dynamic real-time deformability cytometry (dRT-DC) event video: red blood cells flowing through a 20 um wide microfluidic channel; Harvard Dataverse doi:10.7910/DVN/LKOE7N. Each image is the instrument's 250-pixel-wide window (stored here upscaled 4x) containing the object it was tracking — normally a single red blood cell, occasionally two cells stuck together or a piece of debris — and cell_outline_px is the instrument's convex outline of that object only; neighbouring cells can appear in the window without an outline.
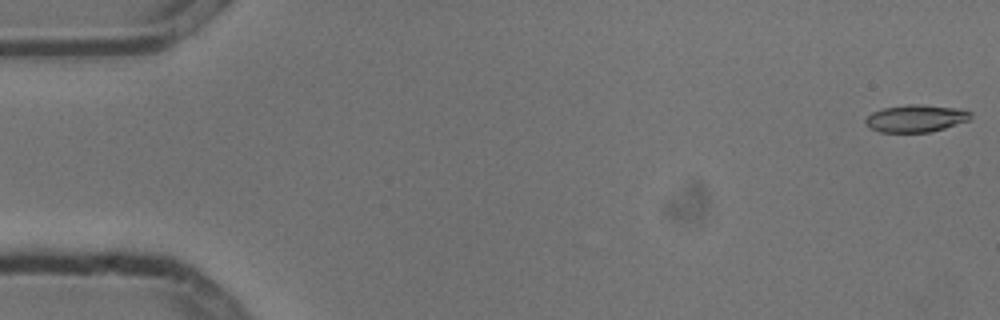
{"species": "common noctule bat (a hibernating species)", "species_latin": "Nyctalus noctula", "temperature_condition": "cold", "stored_images_in_passage": 6, "camera_frame_rate_fps": 3000, "um_per_image_px": 0.085, "animal": {"sex": "male", "body_mass_g": 13.3}, "frame": {"image": 1, "passage_image": 1, "time_ms": 0.0, "image_size_px": [1000, 320], "cell_outline_px": [[972, 116], [968, 120], [944, 128], [928, 132], [880, 132], [864, 124], [864, 120], [872, 112], [884, 108], [908, 104], [924, 104], [952, 108], [972, 112]], "centroid_in_image_um": [77.81, 10.06], "position_along_channel_um": 7.2, "area_um2": 16.53}}
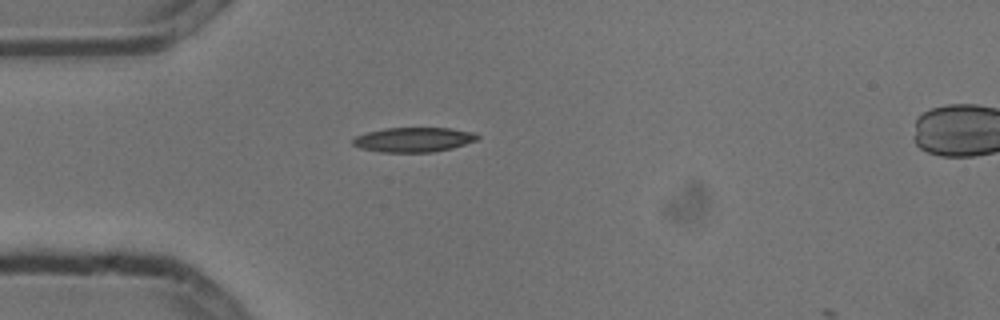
{"frame": {"image": 2, "passage_image": 5, "time_ms": 1.333, "image_size_px": [1000, 320], "cell_outline_px": [[480, 136], [476, 140], [452, 148], [432, 152], [380, 152], [360, 148], [352, 144], [352, 140], [356, 136], [368, 132], [384, 128], [452, 128], [476, 132]], "centroid_in_image_um": [35.17, 11.86], "position_along_channel_um": 49.8, "area_um2": 17.92}}